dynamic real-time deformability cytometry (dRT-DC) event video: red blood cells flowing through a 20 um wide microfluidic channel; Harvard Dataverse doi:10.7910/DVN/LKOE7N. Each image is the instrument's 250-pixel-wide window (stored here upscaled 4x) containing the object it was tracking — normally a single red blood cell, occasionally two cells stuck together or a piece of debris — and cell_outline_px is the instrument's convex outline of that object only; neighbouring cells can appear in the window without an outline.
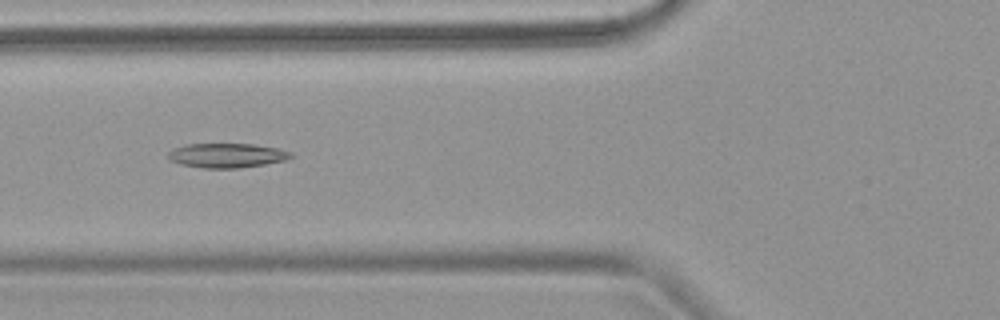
{"species": "common noctule bat (a hibernating species)", "species_latin": "Nyctalus noctula", "temperature_condition": "warm", "stored_images_in_passage": 6, "camera_frame_rate_fps": 3000, "um_per_image_px": 0.085, "animal": {"sex": "female", "body_mass_g": 18.4}, "frame": {"image": 1, "passage_image": 6, "time_ms": 6.333, "image_size_px": [1000, 320], "cell_outline_px": [[292, 156], [284, 160], [264, 164], [240, 168], [204, 168], [180, 164], [168, 160], [168, 152], [172, 148], [184, 144], [252, 144], [276, 148], [292, 152]], "centroid_in_image_um": [19.21, 13.21], "position_along_channel_um": 106.6, "area_um2": 17.46}}